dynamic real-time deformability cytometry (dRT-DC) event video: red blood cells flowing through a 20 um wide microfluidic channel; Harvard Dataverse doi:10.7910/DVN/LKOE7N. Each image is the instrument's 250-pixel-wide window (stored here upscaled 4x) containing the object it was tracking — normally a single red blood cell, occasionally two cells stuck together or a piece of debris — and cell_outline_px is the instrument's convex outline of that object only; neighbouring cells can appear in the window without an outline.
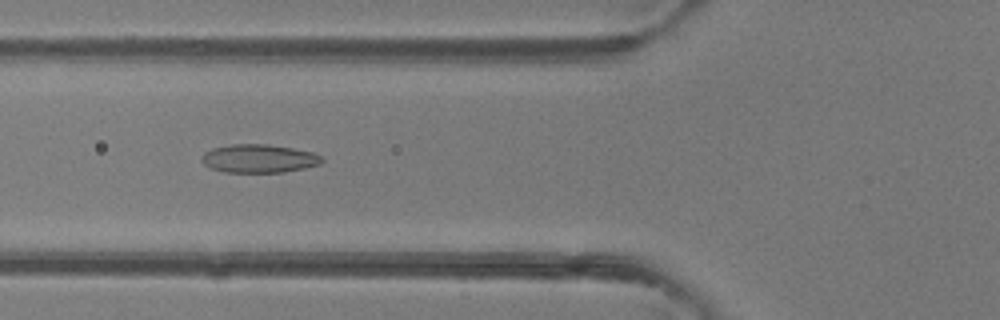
{"species": "common noctule bat (a hibernating species)", "species_latin": "Nyctalus noctula", "temperature_condition": "room temperature", "stored_images_in_passage": 6, "camera_frame_rate_fps": 3000, "um_per_image_px": 0.085, "animal": {"sex": "female"}, "frame": {"image": 1, "passage_image": 5, "time_ms": 1.333, "image_size_px": [1000, 320], "cell_outline_px": [[324, 160], [320, 164], [304, 168], [284, 172], [224, 172], [212, 168], [204, 164], [200, 160], [204, 152], [212, 148], [232, 144], [268, 144], [292, 148], [312, 152], [320, 156]], "centroid_in_image_um": [21.99, 13.47], "position_along_channel_um": 103.8, "area_um2": 19.83}}
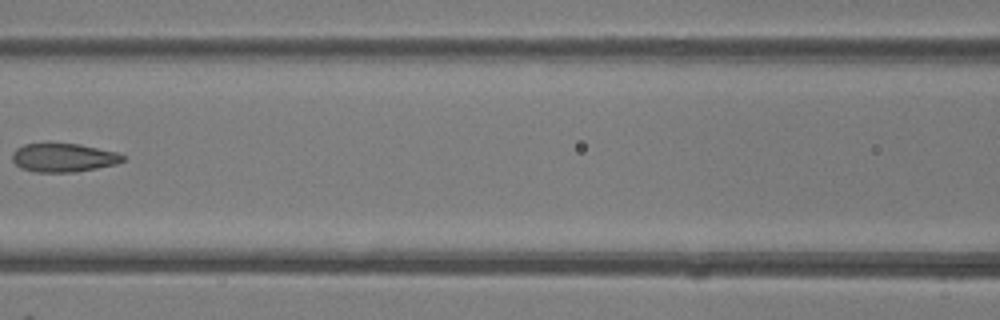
{"frame": {"image": 2, "passage_image": 6, "time_ms": 1.667, "image_size_px": [1000, 320], "cell_outline_px": [[124, 160], [116, 164], [76, 172], [36, 172], [20, 168], [12, 160], [12, 152], [16, 148], [24, 144], [48, 140], [80, 144], [116, 152], [124, 156]], "centroid_in_image_um": [5.32, 13.35], "position_along_channel_um": 161.3, "area_um2": 19.13}}